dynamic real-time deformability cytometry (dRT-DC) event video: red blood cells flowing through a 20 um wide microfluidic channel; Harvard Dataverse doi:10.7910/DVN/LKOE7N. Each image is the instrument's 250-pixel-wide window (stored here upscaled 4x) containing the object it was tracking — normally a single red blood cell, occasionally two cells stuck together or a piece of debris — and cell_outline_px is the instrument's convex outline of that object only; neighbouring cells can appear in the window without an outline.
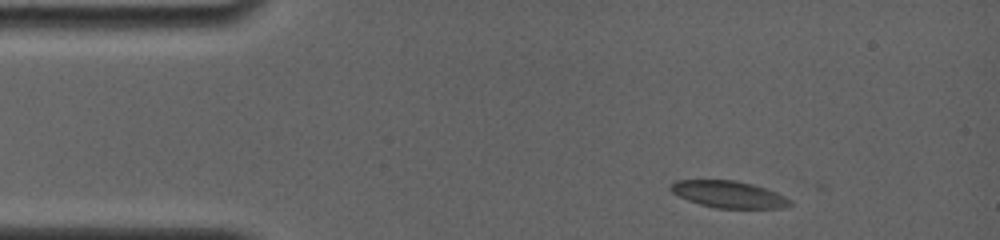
{"species": "common noctule bat (a hibernating species)", "species_latin": "Nyctalus noctula", "temperature_condition": "room temperature", "stored_images_in_passage": 14, "camera_frame_rate_fps": 4000, "um_per_image_px": 0.085, "animal": {"sex": "female", "body_mass_g": 19.0, "forearm_length_mm": 56.7}, "frame": {"image": 1, "passage_image": 3, "time_ms": 0.75, "image_size_px": [1000, 240], "cell_outline_px": [[792, 204], [780, 208], [716, 208], [700, 204], [688, 200], [672, 192], [668, 188], [676, 180], [736, 180], [752, 184], [776, 192], [792, 200]], "centroid_in_image_um": [61.94, 16.52], "position_along_channel_um": 23.1, "area_um2": 18.55}}
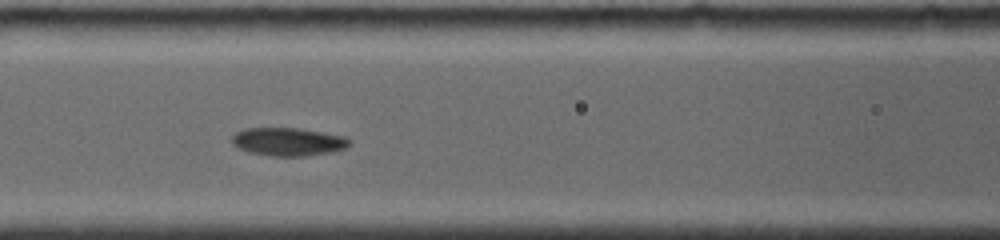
{"frame": {"image": 2, "passage_image": 11, "time_ms": 5.5, "image_size_px": [1000, 240], "cell_outline_px": [[352, 144], [344, 148], [332, 152], [304, 156], [272, 156], [248, 152], [232, 144], [232, 136], [236, 132], [244, 128], [296, 128], [344, 136], [352, 140]], "centroid_in_image_um": [24.49, 12.05], "position_along_channel_um": 142.1, "area_um2": 19.25}}
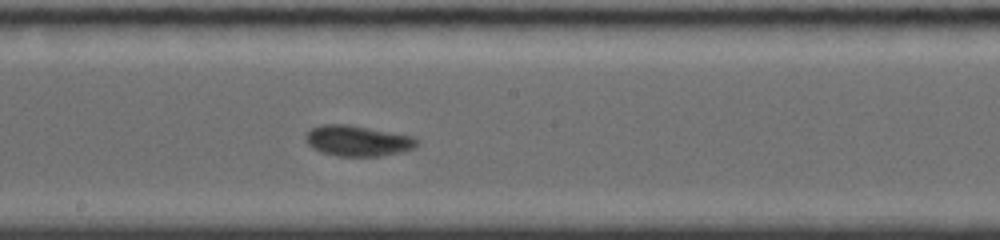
{"frame": {"image": 3, "passage_image": 14, "time_ms": 7.5, "image_size_px": [1000, 240], "cell_outline_px": [[420, 140], [416, 148], [400, 152], [380, 156], [336, 156], [320, 152], [312, 148], [304, 140], [304, 136], [312, 128], [320, 124], [348, 124], [412, 136]], "centroid_in_image_um": [30.38, 11.97], "position_along_channel_um": 217.8, "area_um2": 20.06}}